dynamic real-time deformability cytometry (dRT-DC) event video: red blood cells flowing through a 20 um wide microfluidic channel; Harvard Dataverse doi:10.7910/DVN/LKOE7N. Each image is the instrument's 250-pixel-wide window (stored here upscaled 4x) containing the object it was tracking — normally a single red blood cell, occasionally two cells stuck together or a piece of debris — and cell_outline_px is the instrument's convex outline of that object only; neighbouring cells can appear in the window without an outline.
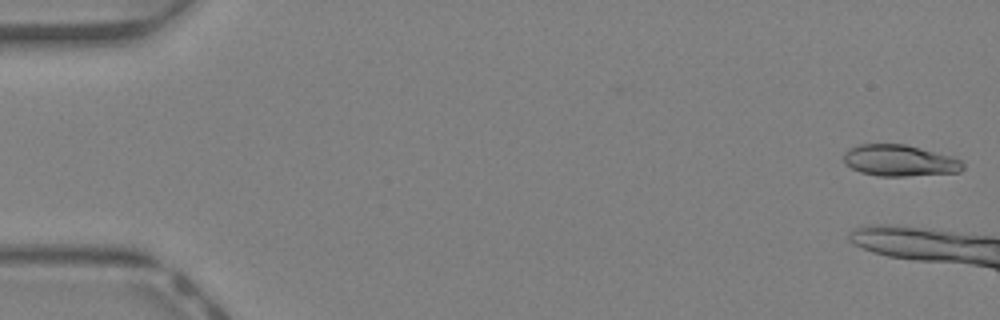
{"species": "Egyptian fruit bat (a non-hibernating species)", "species_latin": "Rousettus aegyptiacus", "temperature_condition": "warm", "stored_images_in_passage": 11, "camera_frame_rate_fps": 3000, "um_per_image_px": 0.085, "animal": {"sex": "female"}, "frame": {"image": 1, "passage_image": 1, "time_ms": 0.0, "image_size_px": [1000, 320], "cell_outline_px": [[964, 168], [960, 172], [908, 176], [880, 176], [860, 172], [844, 164], [844, 152], [848, 148], [860, 144], [904, 144], [952, 156], [960, 160], [964, 164]], "centroid_in_image_um": [76.46, 13.65], "position_along_channel_um": 8.5, "area_um2": 21.85}}